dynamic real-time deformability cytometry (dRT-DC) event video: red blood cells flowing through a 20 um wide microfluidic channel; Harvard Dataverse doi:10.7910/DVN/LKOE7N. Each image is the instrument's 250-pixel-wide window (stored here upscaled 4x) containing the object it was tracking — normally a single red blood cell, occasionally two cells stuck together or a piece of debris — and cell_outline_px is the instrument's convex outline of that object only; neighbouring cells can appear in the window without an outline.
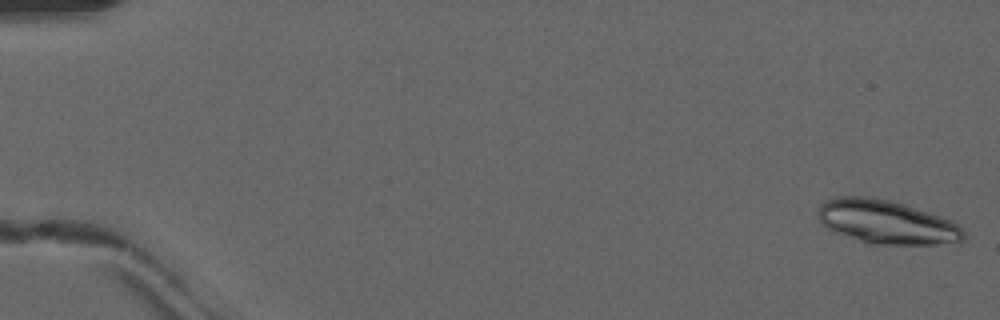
{"species": "common noctule bat (a hibernating species)", "species_latin": "Nyctalus noctula", "temperature_condition": "warm", "stored_images_in_passage": 50, "segment_of_instrument_passage": [1, 2], "camera_frame_rate_fps": 3000, "um_per_image_px": 0.085, "animal": {"sex": "male", "forearm_length_mm": 52.5}, "frame": {"image": 1, "passage_image": 1, "time_ms": 0.0, "image_size_px": [1000, 320], "cell_outline_px": [[964, 240], [960, 244], [872, 244], [836, 232], [820, 224], [820, 204], [836, 196], [872, 196], [904, 204], [952, 220], [964, 232]], "centroid_in_image_um": [75.4, 18.87], "position_along_channel_um": 9.6, "area_um2": 36.93}}